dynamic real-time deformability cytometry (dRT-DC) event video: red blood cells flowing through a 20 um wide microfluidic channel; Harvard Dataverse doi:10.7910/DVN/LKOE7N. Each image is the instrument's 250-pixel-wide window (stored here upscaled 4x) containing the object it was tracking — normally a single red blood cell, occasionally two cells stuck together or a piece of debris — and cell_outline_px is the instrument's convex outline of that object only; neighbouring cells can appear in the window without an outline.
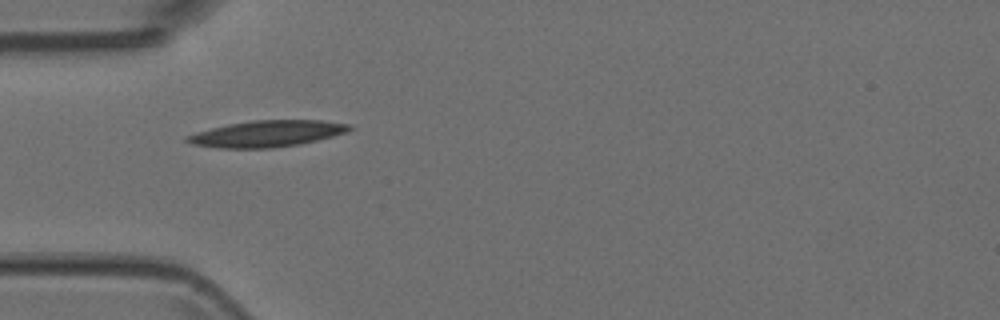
{"species": "Egyptian fruit bat (a non-hibernating species)", "species_latin": "Rousettus aegyptiacus", "temperature_condition": "room temperature", "stored_images_in_passage": 3, "camera_frame_rate_fps": 3000, "um_per_image_px": 0.085, "animal": {"sex": "female"}, "frame": {"image": 1, "passage_image": 1, "time_ms": 0.0, "image_size_px": [1000, 320], "cell_outline_px": [[356, 128], [332, 136], [300, 144], [272, 148], [220, 148], [192, 144], [184, 140], [188, 136], [212, 128], [228, 124], [252, 120], [320, 120], [352, 124]], "centroid_in_image_um": [22.75, 11.36], "position_along_channel_um": 62.3, "area_um2": 24.74}}
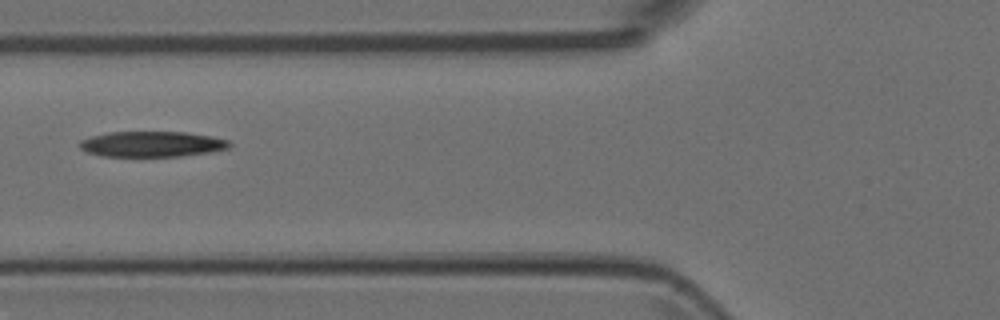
{"frame": {"image": 2, "passage_image": 2, "time_ms": 0.333, "image_size_px": [1000, 320], "cell_outline_px": [[232, 144], [228, 148], [212, 152], [180, 156], [104, 156], [88, 152], [80, 148], [80, 140], [92, 136], [108, 132], [184, 132], [212, 136], [228, 140]], "centroid_in_image_um": [12.94, 12.24], "position_along_channel_um": 112.9, "area_um2": 22.2}}
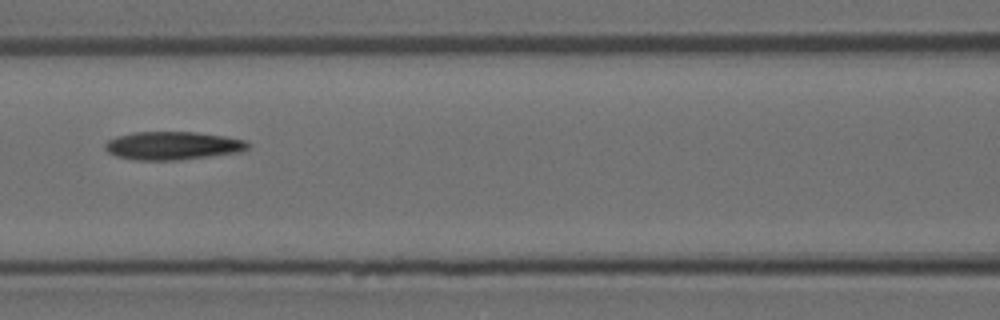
{"frame": {"image": 3, "passage_image": 3, "time_ms": 0.667, "image_size_px": [1000, 320], "cell_outline_px": [[252, 144], [248, 148], [240, 152], [176, 160], [136, 160], [116, 156], [108, 152], [104, 148], [104, 144], [108, 140], [116, 136], [132, 132], [196, 132], [224, 136], [248, 140]], "centroid_in_image_um": [14.69, 12.37], "position_along_channel_um": 151.9, "area_um2": 23.58}}